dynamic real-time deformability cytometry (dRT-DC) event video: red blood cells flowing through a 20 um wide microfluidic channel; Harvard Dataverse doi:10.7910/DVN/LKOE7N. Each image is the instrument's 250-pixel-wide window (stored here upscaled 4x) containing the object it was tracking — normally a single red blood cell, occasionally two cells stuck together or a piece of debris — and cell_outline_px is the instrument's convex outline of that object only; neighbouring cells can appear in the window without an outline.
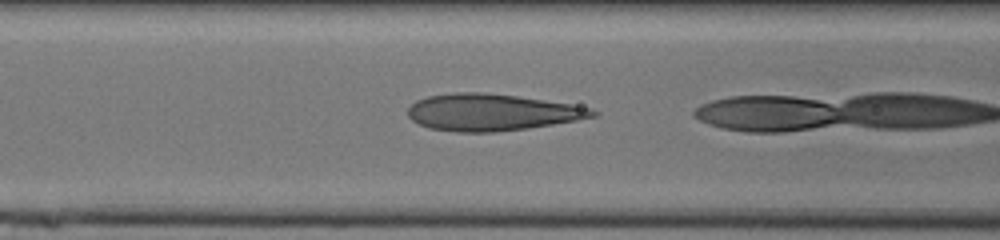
{"species": "human", "species_latin": "Homo sapiens", "temperature_condition": "cold", "stored_images_in_passage": 4, "camera_frame_rate_fps": 3000, "um_per_image_px": 0.085, "donor": {"sex": "male"}, "frame": {"image": 1, "passage_image": 3, "time_ms": 0.667, "image_size_px": [1000, 240], "cell_outline_px": [[600, 112], [596, 116], [576, 120], [528, 128], [492, 132], [456, 132], [428, 128], [412, 120], [408, 116], [408, 108], [416, 100], [428, 96], [456, 92], [480, 92], [516, 96], [568, 104], [592, 108]], "centroid_in_image_um": [41.76, 9.55], "position_along_channel_um": 124.8, "area_um2": 39.3}}